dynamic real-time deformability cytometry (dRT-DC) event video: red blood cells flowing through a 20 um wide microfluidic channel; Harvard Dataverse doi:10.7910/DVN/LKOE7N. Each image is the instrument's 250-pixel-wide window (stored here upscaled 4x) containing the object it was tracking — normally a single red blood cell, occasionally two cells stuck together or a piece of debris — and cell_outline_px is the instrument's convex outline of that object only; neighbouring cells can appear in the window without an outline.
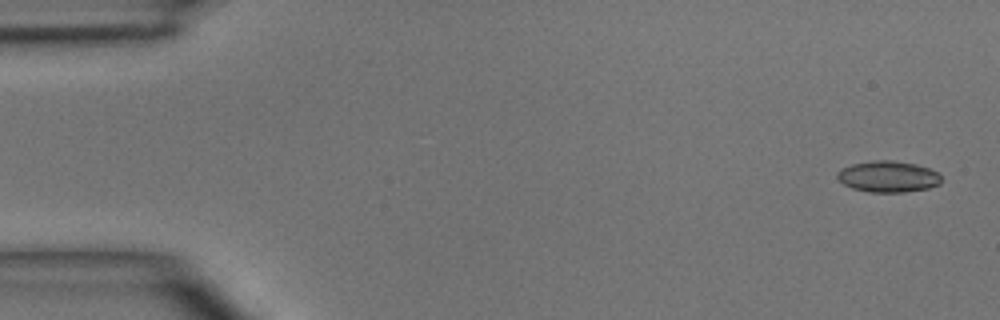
{"species": "common noctule bat (a hibernating species)", "species_latin": "Nyctalus noctula", "temperature_condition": "room temperature", "stored_images_in_passage": 4, "camera_frame_rate_fps": 3000, "um_per_image_px": 0.085, "animal": {"sex": "male", "body_mass_g": 15.6}, "frame": {"image": 1, "passage_image": 1, "time_ms": 0.0, "image_size_px": [1000, 320], "cell_outline_px": [[940, 184], [928, 188], [904, 192], [872, 192], [852, 188], [844, 184], [836, 176], [836, 172], [840, 168], [852, 164], [872, 160], [892, 160], [916, 164], [928, 168], [936, 172], [940, 176]], "centroid_in_image_um": [75.46, 15.0], "position_along_channel_um": 9.5, "area_um2": 18.9}}
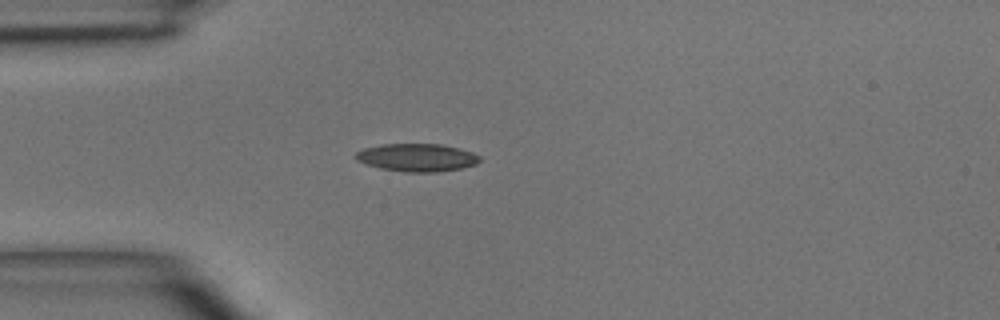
{"frame": {"image": 2, "passage_image": 4, "time_ms": 3.667, "image_size_px": [1000, 320], "cell_outline_px": [[480, 160], [476, 164], [460, 168], [436, 172], [404, 172], [380, 168], [364, 164], [356, 160], [356, 152], [364, 148], [380, 144], [440, 144], [460, 148], [472, 152], [480, 156]], "centroid_in_image_um": [35.42, 13.39], "position_along_channel_um": 49.6, "area_um2": 20.17}}